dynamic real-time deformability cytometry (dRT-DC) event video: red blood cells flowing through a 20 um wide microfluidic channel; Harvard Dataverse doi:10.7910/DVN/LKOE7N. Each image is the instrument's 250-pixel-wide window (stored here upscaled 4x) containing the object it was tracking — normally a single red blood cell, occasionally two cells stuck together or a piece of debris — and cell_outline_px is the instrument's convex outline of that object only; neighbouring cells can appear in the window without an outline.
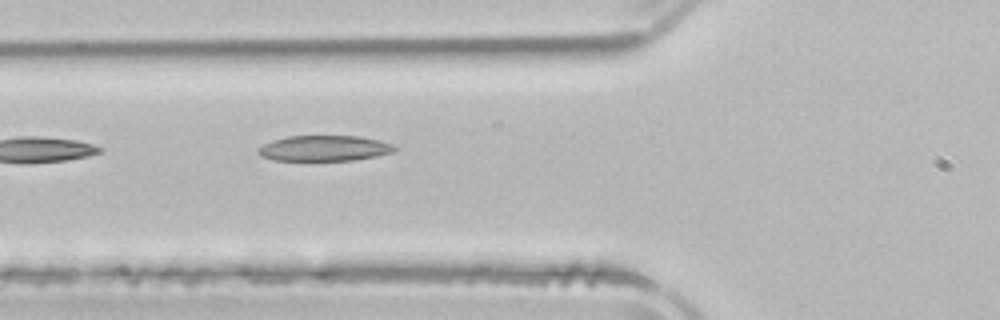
{"species": "common noctule bat (a hibernating species)", "species_latin": "Nyctalus noctula", "temperature_condition": "room temperature", "stored_images_in_passage": 4, "camera_frame_rate_fps": 3000, "um_per_image_px": 0.085, "animal": {"sex": "male", "body_mass_g": 21.5, "forearm_length_mm": 52.0}, "frame": {"image": 1, "passage_image": 4, "time_ms": 3.667, "image_size_px": [1000, 320], "cell_outline_px": [[396, 148], [392, 152], [376, 156], [352, 160], [272, 160], [260, 156], [256, 152], [256, 148], [272, 140], [288, 136], [360, 136], [392, 144]], "centroid_in_image_um": [27.48, 12.6], "position_along_channel_um": 98.3, "area_um2": 20.23}}